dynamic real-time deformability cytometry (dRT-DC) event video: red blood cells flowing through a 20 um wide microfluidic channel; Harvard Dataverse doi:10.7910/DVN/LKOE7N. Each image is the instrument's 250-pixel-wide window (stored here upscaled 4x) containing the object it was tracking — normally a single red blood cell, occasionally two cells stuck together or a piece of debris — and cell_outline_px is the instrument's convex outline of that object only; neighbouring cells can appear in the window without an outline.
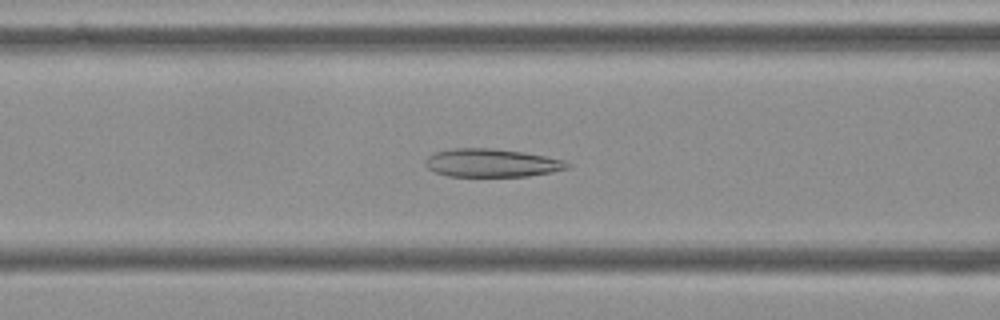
{"species": "Egyptian fruit bat (a non-hibernating species)", "species_latin": "Rousettus aegyptiacus", "temperature_condition": "cold", "stored_images_in_passage": 55, "camera_frame_rate_fps": 3000, "um_per_image_px": 0.085, "frame": {"image": 1, "passage_image": 22, "time_ms": 7.0, "image_size_px": [1000, 320], "cell_outline_px": [[572, 164], [568, 168], [552, 172], [528, 176], [448, 176], [436, 172], [428, 168], [424, 164], [424, 160], [428, 156], [436, 152], [452, 148], [492, 148], [524, 152], [564, 160]], "centroid_in_image_um": [41.79, 13.84], "position_along_channel_um": 124.8, "area_um2": 23.35}}
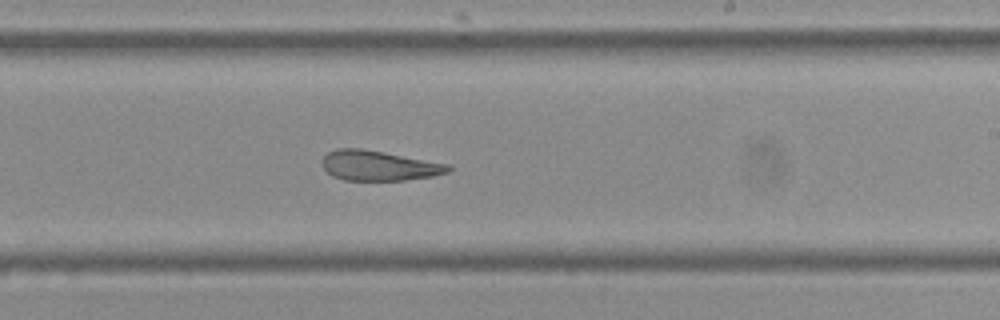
{"frame": {"image": 2, "passage_image": 33, "time_ms": 10.667, "image_size_px": [1000, 320], "cell_outline_px": [[452, 168], [448, 172], [432, 176], [404, 180], [344, 180], [332, 176], [320, 164], [324, 156], [328, 152], [336, 148], [360, 148], [452, 164]], "centroid_in_image_um": [32.2, 14.07], "position_along_channel_um": 256.8, "area_um2": 22.14}}
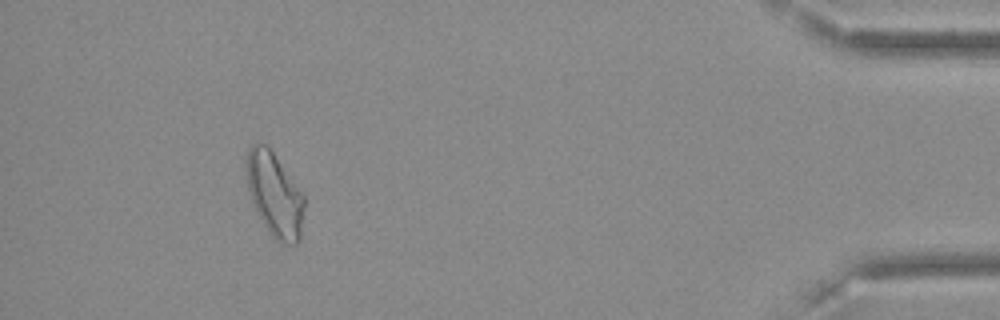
{"frame": {"image": 3, "passage_image": 51, "time_ms": 16.667, "image_size_px": [1000, 320], "cell_outline_px": [[304, 204], [300, 240], [296, 244], [280, 244], [268, 232], [252, 204], [244, 172], [244, 164], [248, 148], [256, 140], [260, 140], [268, 144], [304, 196]], "centroid_in_image_um": [23.29, 16.48], "position_along_channel_um": 411.9, "area_um2": 29.02}, "authors_computed_cell_mechanics": {"area_um2": 25.5476, "velocity_mm_per_s": 3.6028, "shape_relaxation_time_tau1_ms": null, "shape_relaxation_time_tau2_ms": 3.1122, "deformation_change_tau1": null, "deformation_change_tau2": 0.1101}}